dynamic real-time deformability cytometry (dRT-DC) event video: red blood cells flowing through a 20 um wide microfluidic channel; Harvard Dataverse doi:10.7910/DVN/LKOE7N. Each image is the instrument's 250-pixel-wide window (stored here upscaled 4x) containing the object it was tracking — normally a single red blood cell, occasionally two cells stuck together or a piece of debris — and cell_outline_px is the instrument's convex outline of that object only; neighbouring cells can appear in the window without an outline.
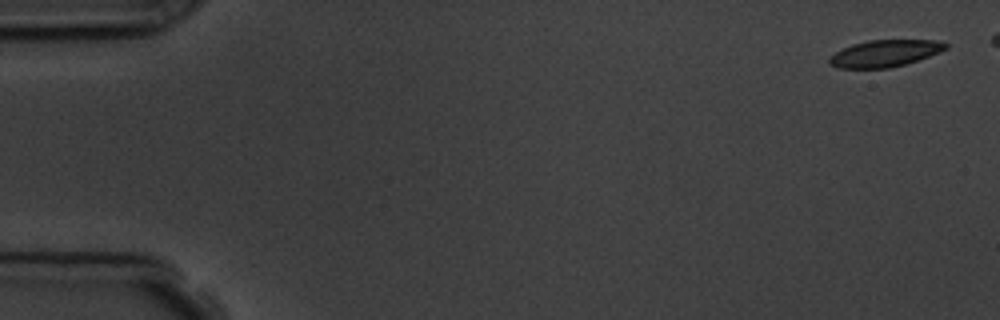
{"species": "common noctule bat (a hibernating species)", "species_latin": "Nyctalus noctula", "temperature_condition": "room temperature", "stored_images_in_passage": 9, "camera_frame_rate_fps": 3000, "um_per_image_px": 0.085, "animal": {"sex": "male", "body_mass_g": 19.5, "forearm_length_mm": 54.6}, "frame": {"image": 1, "passage_image": 1, "time_ms": 0.0, "image_size_px": [1000, 320], "cell_outline_px": [[948, 48], [928, 56], [904, 64], [888, 68], [836, 68], [828, 64], [828, 60], [836, 52], [852, 44], [868, 40], [936, 40], [948, 44]], "centroid_in_image_um": [75.18, 4.53], "position_along_channel_um": 9.8, "area_um2": 17.98}}
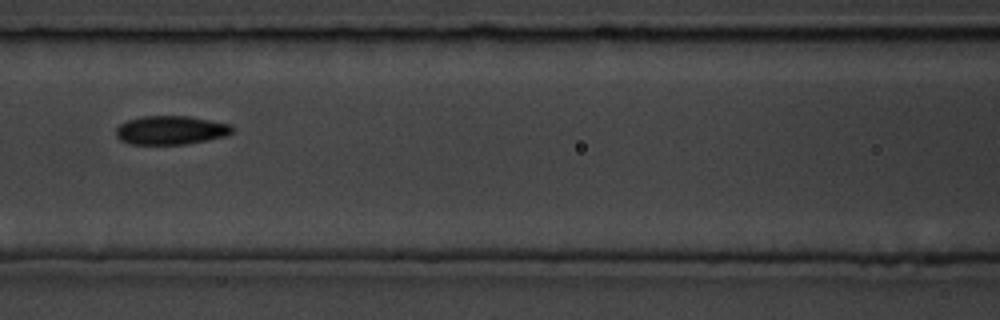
{"frame": {"image": 2, "passage_image": 7, "time_ms": 7.667, "image_size_px": [1000, 320], "cell_outline_px": [[232, 132], [228, 136], [208, 140], [184, 144], [128, 144], [120, 140], [116, 136], [116, 128], [120, 124], [128, 120], [140, 116], [188, 116], [232, 124]], "centroid_in_image_um": [14.52, 11.06], "position_along_channel_um": 152.1, "area_um2": 19.59}}